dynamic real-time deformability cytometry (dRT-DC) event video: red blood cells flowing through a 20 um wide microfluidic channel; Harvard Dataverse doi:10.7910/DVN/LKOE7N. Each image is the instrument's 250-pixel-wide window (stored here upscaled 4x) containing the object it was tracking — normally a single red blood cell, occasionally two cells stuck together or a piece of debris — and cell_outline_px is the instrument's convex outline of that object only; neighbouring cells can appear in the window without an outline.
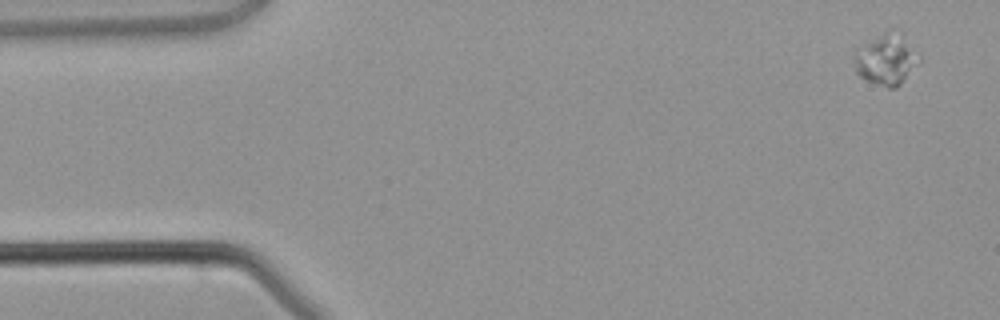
{"species": "common noctule bat (a hibernating species)", "species_latin": "Nyctalus noctula", "temperature_condition": "warm", "stored_images_in_passage": 5, "camera_frame_rate_fps": 3000, "um_per_image_px": 0.085, "animal": {"sex": "male", "body_mass_g": 21.5, "forearm_length_mm": 52.0}, "frame": {"image": 1, "passage_image": 1, "time_ms": 0.0, "image_size_px": [1000, 320], "cell_outline_px": [[920, 60], [900, 84], [896, 88], [888, 88], [868, 80], [860, 76], [856, 72], [856, 56], [868, 44], [888, 28], [920, 52]], "centroid_in_image_um": [75.4, 5.1], "position_along_channel_um": 9.6, "area_um2": 17.98}}